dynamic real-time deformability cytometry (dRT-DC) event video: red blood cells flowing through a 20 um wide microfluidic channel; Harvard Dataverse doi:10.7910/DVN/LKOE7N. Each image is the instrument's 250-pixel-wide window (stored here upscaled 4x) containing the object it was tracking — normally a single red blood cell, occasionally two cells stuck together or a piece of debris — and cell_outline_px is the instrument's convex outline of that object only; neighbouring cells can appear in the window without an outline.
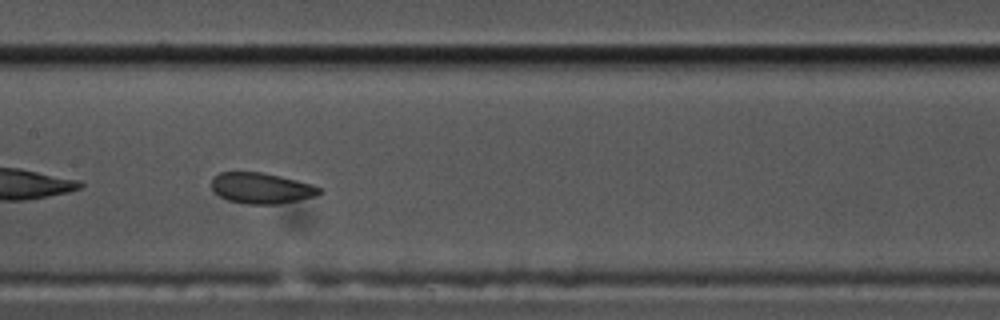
{"species": "common noctule bat (a hibernating species)", "species_latin": "Nyctalus noctula", "temperature_condition": "cold", "stored_images_in_passage": 40, "camera_frame_rate_fps": 3000, "um_per_image_px": 0.085, "animal": {"sex": "male", "body_mass_g": 17.5, "forearm_length_mm": 52.3}, "frame": {"image": 1, "passage_image": 12, "time_ms": 3.667, "image_size_px": [1000, 320], "cell_outline_px": [[324, 192], [316, 196], [276, 204], [248, 204], [228, 200], [212, 192], [212, 176], [220, 172], [264, 172], [312, 184], [320, 188]], "centroid_in_image_um": [22.19, 15.98], "position_along_channel_um": 185.2, "area_um2": 19.42}}
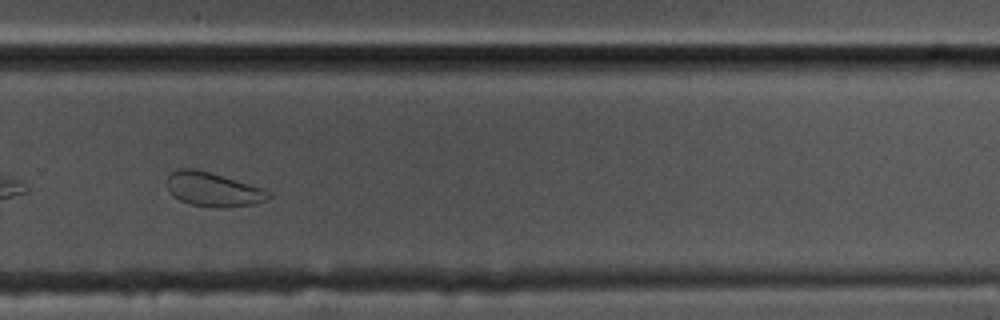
{"frame": {"image": 2, "passage_image": 23, "time_ms": 7.333, "image_size_px": [1000, 320], "cell_outline_px": [[272, 196], [264, 200], [252, 204], [228, 208], [212, 208], [188, 204], [172, 196], [168, 192], [168, 176], [176, 168], [196, 168], [264, 188], [272, 192]], "centroid_in_image_um": [18.1, 16.11], "position_along_channel_um": 311.7, "area_um2": 20.52}}